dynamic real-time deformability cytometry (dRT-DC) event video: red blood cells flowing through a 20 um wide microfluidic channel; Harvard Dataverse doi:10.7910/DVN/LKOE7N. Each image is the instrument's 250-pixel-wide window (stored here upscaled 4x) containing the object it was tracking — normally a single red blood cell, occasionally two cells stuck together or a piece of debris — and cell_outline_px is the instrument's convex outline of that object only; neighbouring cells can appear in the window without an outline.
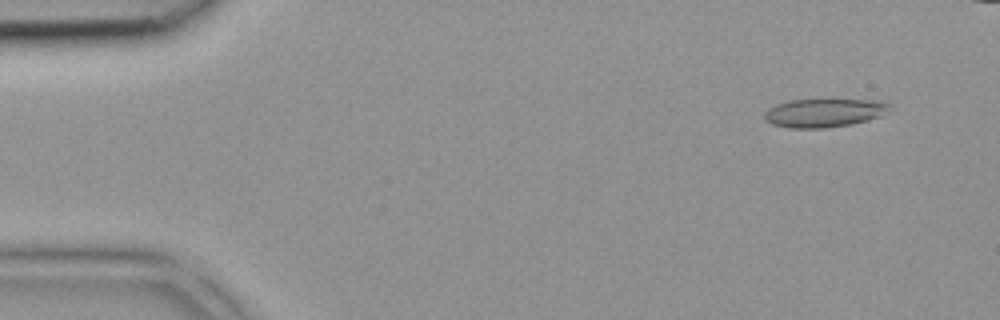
{"species": "common noctule bat (a hibernating species)", "species_latin": "Nyctalus noctula", "temperature_condition": "room temperature", "stored_images_in_passage": 38, "camera_frame_rate_fps": 3000, "um_per_image_px": 0.085, "animal": {"sex": "female", "body_mass_g": 18.4}, "frame": {"image": 1, "passage_image": 3, "time_ms": 0.667, "image_size_px": [1000, 320], "cell_outline_px": [[888, 104], [880, 116], [868, 120], [852, 124], [824, 128], [788, 128], [772, 124], [764, 120], [764, 112], [768, 108], [776, 104], [788, 100], [832, 96], [880, 100]], "centroid_in_image_um": [70.0, 9.53], "position_along_channel_um": 15.0, "area_um2": 21.91}}
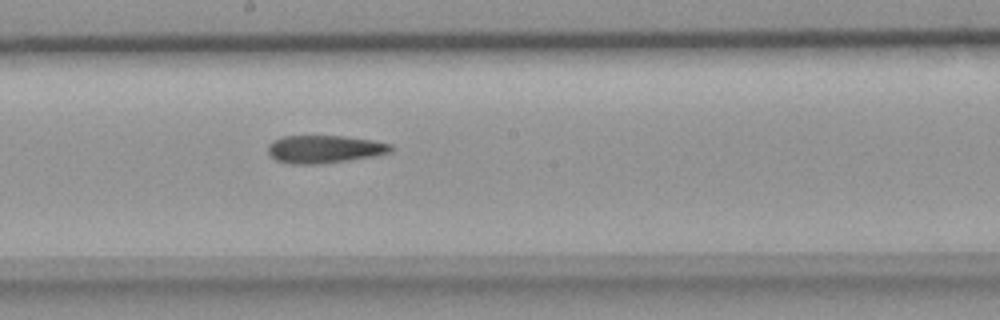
{"frame": {"image": 2, "passage_image": 22, "time_ms": 7.0, "image_size_px": [1000, 320], "cell_outline_px": [[396, 148], [392, 152], [376, 156], [316, 164], [292, 164], [276, 160], [268, 152], [268, 144], [272, 140], [284, 136], [344, 136], [372, 140], [392, 144]], "centroid_in_image_um": [27.62, 12.67], "position_along_channel_um": 220.6, "area_um2": 20.0}}
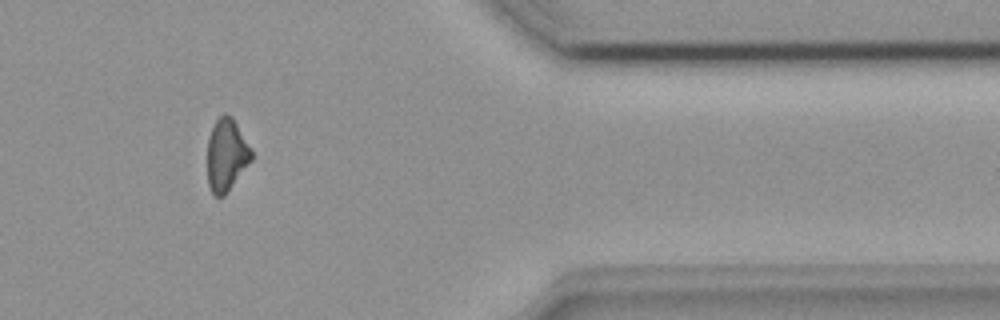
{"frame": {"image": 3, "passage_image": 34, "time_ms": 11.0, "image_size_px": [1000, 320], "cell_outline_px": [[252, 160], [224, 196], [212, 196], [208, 184], [208, 136], [216, 120], [224, 112], [232, 116], [252, 148]], "centroid_in_image_um": [19.26, 13.16], "position_along_channel_um": 392.1, "area_um2": 18.73}}